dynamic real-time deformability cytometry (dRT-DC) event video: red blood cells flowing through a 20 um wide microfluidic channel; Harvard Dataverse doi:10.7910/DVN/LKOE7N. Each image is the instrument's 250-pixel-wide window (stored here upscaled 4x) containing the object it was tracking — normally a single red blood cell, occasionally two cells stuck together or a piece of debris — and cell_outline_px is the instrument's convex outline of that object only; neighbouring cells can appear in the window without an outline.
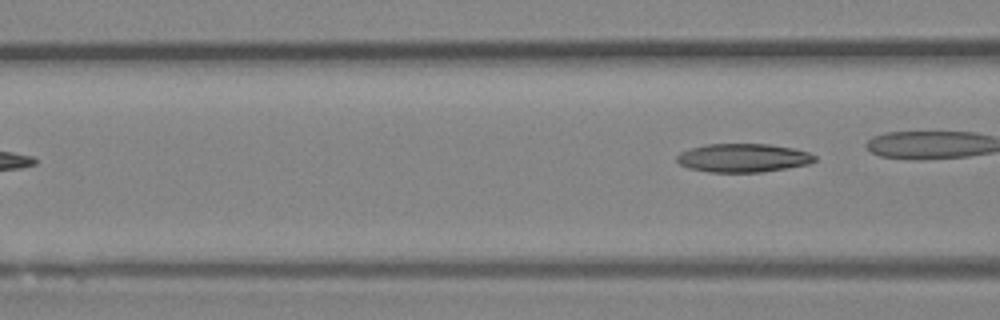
{"species": "Egyptian fruit bat (a non-hibernating species)", "species_latin": "Rousettus aegyptiacus", "temperature_condition": "room temperature", "stored_images_in_passage": 5, "camera_frame_rate_fps": 3000, "um_per_image_px": 0.085, "animal": {"sex": "female"}, "frame": {"image": 1, "passage_image": 5, "time_ms": 1.333, "image_size_px": [1000, 320], "cell_outline_px": [[816, 160], [808, 164], [760, 172], [708, 172], [688, 168], [680, 164], [676, 160], [676, 156], [680, 152], [704, 144], [768, 144], [792, 148], [808, 152], [816, 156]], "centroid_in_image_um": [63.13, 13.42], "position_along_channel_um": 103.5, "area_um2": 22.83}}